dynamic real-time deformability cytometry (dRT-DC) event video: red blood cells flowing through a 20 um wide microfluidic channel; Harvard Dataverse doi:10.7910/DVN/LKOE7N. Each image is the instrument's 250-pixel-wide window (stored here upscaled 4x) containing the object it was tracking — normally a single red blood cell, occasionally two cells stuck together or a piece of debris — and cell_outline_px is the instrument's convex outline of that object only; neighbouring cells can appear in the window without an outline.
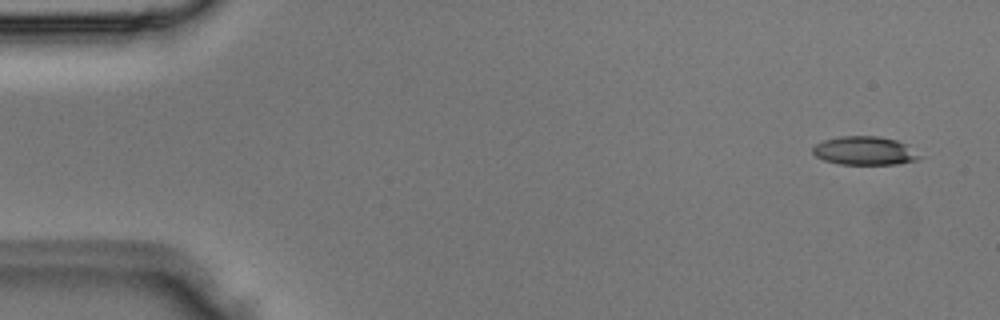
{"species": "Egyptian fruit bat (a non-hibernating species)", "species_latin": "Rousettus aegyptiacus", "temperature_condition": "room temperature", "stored_images_in_passage": 4, "camera_frame_rate_fps": 3000, "um_per_image_px": 0.085, "animal": {"sex": "male"}, "frame": {"image": 1, "passage_image": 1, "time_ms": 0.0, "image_size_px": [1000, 320], "cell_outline_px": [[924, 156], [920, 160], [900, 164], [840, 164], [824, 160], [816, 156], [812, 152], [812, 148], [816, 144], [824, 140], [840, 136], [880, 136], [896, 140], [904, 144]], "centroid_in_image_um": [73.53, 12.82], "position_along_channel_um": 11.5, "area_um2": 17.86}}
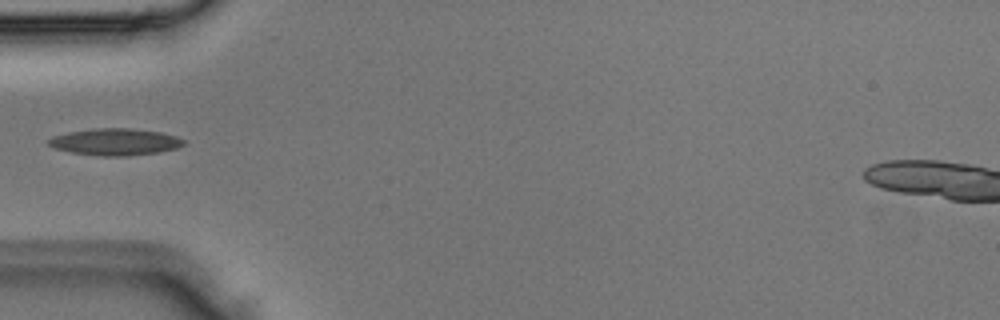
{"frame": {"image": 2, "passage_image": 4, "time_ms": 1.0, "image_size_px": [1000, 320], "cell_outline_px": [[184, 144], [176, 148], [160, 152], [124, 156], [104, 156], [72, 152], [56, 148], [48, 144], [48, 140], [52, 136], [68, 132], [96, 128], [128, 128], [160, 132], [176, 136], [184, 140]], "centroid_in_image_um": [9.79, 12.05], "position_along_channel_um": 75.2, "area_um2": 20.87}}